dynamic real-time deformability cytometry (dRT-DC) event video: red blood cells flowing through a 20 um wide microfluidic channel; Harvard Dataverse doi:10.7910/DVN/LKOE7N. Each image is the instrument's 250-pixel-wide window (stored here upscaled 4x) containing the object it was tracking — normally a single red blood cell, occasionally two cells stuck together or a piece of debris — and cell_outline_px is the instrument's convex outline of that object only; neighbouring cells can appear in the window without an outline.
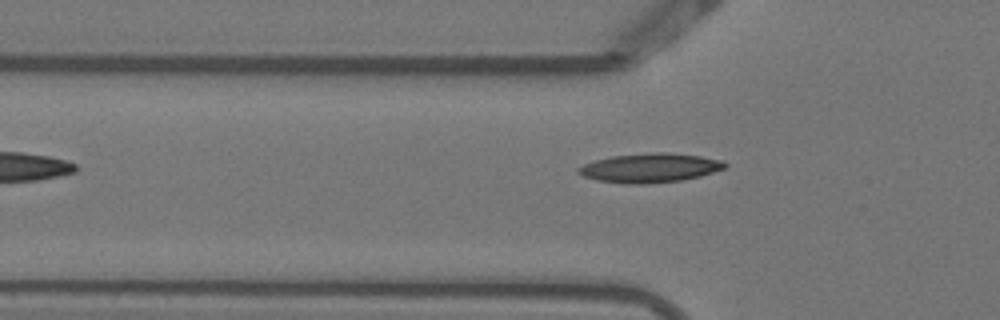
{"species": "Egyptian fruit bat (a non-hibernating species)", "species_latin": "Rousettus aegyptiacus", "temperature_condition": "warm", "stored_images_in_passage": 2, "camera_frame_rate_fps": 3000, "um_per_image_px": 0.085, "animal": {"sex": "female"}, "frame": {"image": 1, "passage_image": 2, "time_ms": 0.333, "image_size_px": [1000, 320], "cell_outline_px": [[728, 164], [724, 168], [700, 176], [680, 180], [644, 184], [628, 184], [596, 180], [584, 176], [576, 172], [576, 168], [584, 164], [596, 160], [612, 156], [652, 152], [668, 152], [700, 156], [724, 160]], "centroid_in_image_um": [55.24, 14.26], "position_along_channel_um": 70.6, "area_um2": 24.85}}